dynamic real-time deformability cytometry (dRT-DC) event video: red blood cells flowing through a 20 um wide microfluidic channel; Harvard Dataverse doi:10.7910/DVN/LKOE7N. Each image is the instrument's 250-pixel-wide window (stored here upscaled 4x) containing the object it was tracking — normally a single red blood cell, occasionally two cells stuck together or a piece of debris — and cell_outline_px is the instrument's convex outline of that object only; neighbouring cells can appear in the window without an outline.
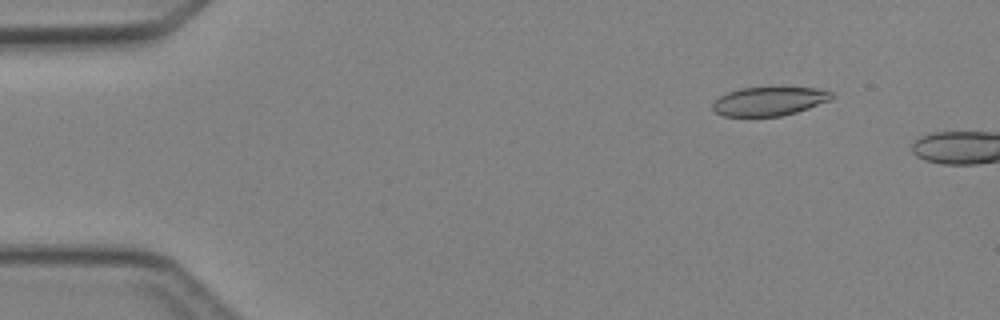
{"species": "Egyptian fruit bat (a non-hibernating species)", "species_latin": "Rousettus aegyptiacus", "temperature_condition": "cold", "stored_images_in_passage": 3, "camera_frame_rate_fps": 3000, "um_per_image_px": 0.085, "animal": {"sex": "female"}, "frame": {"image": 1, "passage_image": 2, "time_ms": 1.0, "image_size_px": [1000, 320], "cell_outline_px": [[832, 96], [828, 100], [808, 108], [796, 112], [780, 116], [724, 116], [716, 112], [712, 108], [712, 104], [720, 96], [728, 92], [740, 88], [824, 88], [832, 92]], "centroid_in_image_um": [65.36, 8.6], "position_along_channel_um": 19.6, "area_um2": 19.65}}